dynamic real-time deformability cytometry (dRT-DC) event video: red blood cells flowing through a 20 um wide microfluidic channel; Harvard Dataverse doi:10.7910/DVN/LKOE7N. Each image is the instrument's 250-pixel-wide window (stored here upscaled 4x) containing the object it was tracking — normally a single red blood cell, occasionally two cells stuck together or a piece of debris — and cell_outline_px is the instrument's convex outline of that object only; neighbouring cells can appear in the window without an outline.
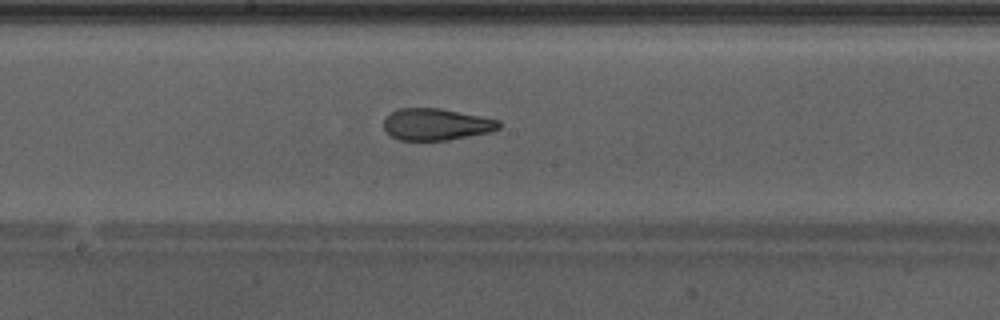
{"species": "Egyptian fruit bat (a non-hibernating species)", "species_latin": "Rousettus aegyptiacus", "temperature_condition": "warm", "stored_images_in_passage": 39, "camera_frame_rate_fps": 3000, "um_per_image_px": 0.085, "animal": {"sex": "male"}, "frame": {"image": 1, "passage_image": 17, "time_ms": 5.333, "image_size_px": [1000, 320], "cell_outline_px": [[500, 128], [488, 132], [448, 140], [400, 140], [392, 136], [384, 128], [384, 120], [392, 112], [400, 108], [440, 108], [500, 120]], "centroid_in_image_um": [37.08, 10.57], "position_along_channel_um": 211.1, "area_um2": 21.04}, "authors_computed_cell_mechanics": {"area_um2": 22.4264, "velocity_mm_per_s": 4.3041, "shape_relaxation_time_tau1_ms": null, "shape_relaxation_time_tau2_ms": 1.4187, "deformation_change_tau1": null, "deformation_change_tau2": 0.0878}}